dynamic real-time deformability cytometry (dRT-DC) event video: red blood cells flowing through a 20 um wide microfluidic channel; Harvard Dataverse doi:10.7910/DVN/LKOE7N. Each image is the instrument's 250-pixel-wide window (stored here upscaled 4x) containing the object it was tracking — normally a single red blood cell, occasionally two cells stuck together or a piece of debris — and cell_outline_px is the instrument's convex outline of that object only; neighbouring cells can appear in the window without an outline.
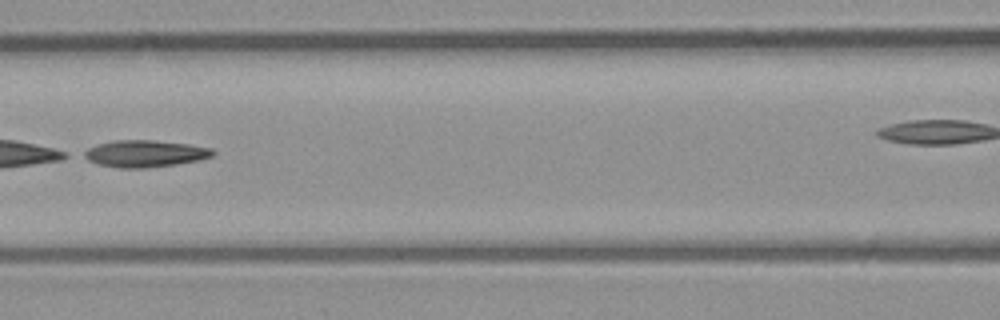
{"species": "common noctule bat (a hibernating species)", "species_latin": "Nyctalus noctula", "temperature_condition": "room temperature", "stored_images_in_passage": 29, "camera_frame_rate_fps": 3000, "um_per_image_px": 0.085, "animal": {"sex": "male", "body_mass_g": 23.1, "forearm_length_mm": 52.7}, "frame": {"image": 1, "passage_image": 9, "time_ms": 2.667, "image_size_px": [1000, 320], "cell_outline_px": [[216, 152], [212, 156], [200, 160], [176, 164], [144, 168], [116, 168], [100, 164], [88, 160], [80, 156], [80, 152], [88, 148], [112, 140], [152, 140], [188, 144], [212, 148]], "centroid_in_image_um": [12.29, 13.06], "position_along_channel_um": 154.3, "area_um2": 20.29}}
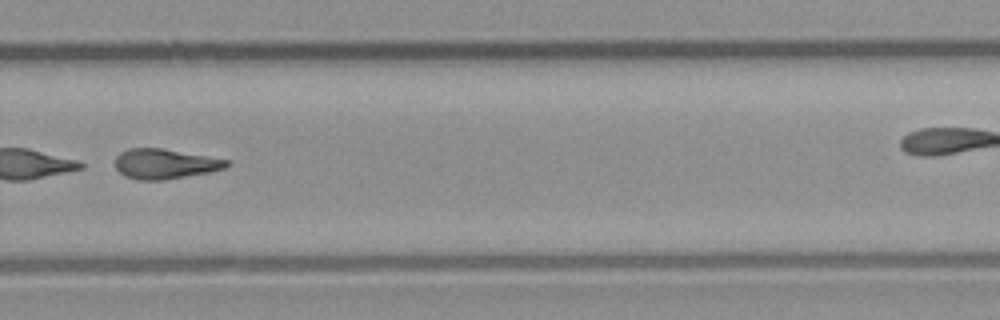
{"frame": {"image": 2, "passage_image": 21, "time_ms": 6.667, "image_size_px": [1000, 320], "cell_outline_px": [[228, 164], [224, 168], [208, 172], [164, 180], [136, 180], [124, 176], [116, 168], [116, 156], [120, 152], [128, 148], [160, 148], [228, 160]], "centroid_in_image_um": [13.95, 13.93], "position_along_channel_um": 315.9, "area_um2": 19.19}}